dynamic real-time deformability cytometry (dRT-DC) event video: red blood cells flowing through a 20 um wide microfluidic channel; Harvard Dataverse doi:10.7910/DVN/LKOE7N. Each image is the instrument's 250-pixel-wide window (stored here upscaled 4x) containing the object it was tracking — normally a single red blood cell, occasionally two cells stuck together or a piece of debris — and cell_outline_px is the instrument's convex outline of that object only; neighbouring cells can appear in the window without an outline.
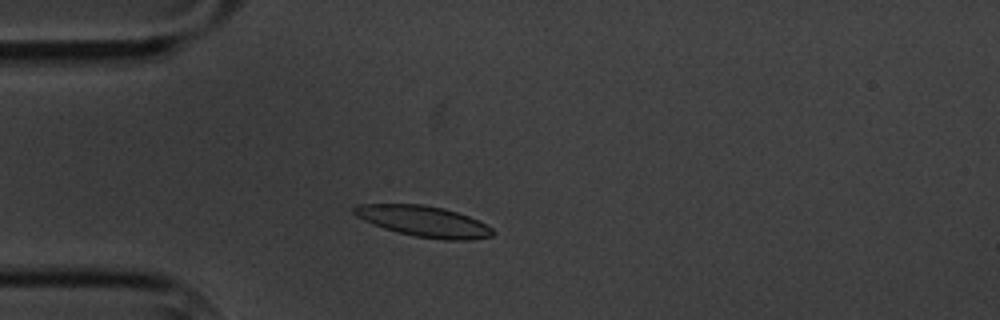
{"species": "common noctule bat (a hibernating species)", "species_latin": "Nyctalus noctula", "temperature_condition": "cold", "stored_images_in_passage": 3, "camera_frame_rate_fps": 3000, "um_per_image_px": 0.085, "animal": {"sex": "male", "body_mass_g": 20.1, "forearm_length_mm": 53.5}, "frame": {"image": 1, "passage_image": 3, "time_ms": 2.333, "image_size_px": [1000, 320], "cell_outline_px": [[496, 232], [492, 236], [472, 240], [444, 240], [416, 236], [396, 232], [372, 224], [356, 216], [352, 212], [352, 208], [356, 204], [424, 204], [444, 208], [468, 216], [492, 228]], "centroid_in_image_um": [35.99, 18.81], "position_along_channel_um": 49.0, "area_um2": 24.97}}